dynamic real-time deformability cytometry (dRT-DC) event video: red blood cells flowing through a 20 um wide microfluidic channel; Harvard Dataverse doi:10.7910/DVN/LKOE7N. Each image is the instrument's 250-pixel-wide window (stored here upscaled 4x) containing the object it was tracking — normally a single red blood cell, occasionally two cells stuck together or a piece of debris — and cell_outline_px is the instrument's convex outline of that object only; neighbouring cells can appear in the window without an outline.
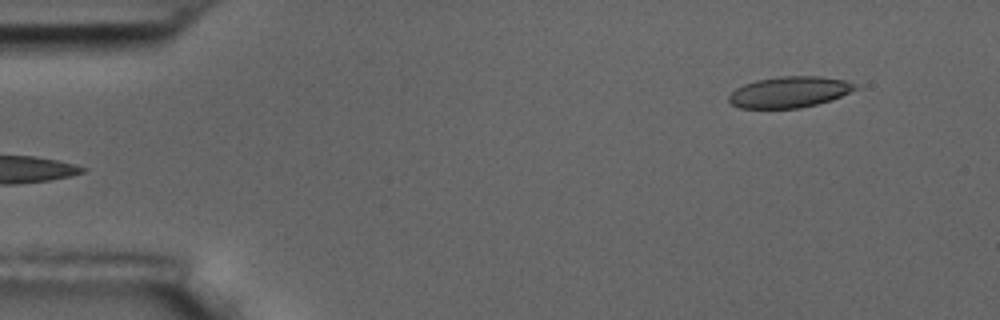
{"species": "common noctule bat (a hibernating species)", "species_latin": "Nyctalus noctula", "temperature_condition": "room temperature", "stored_images_in_passage": 4, "camera_frame_rate_fps": 3000, "um_per_image_px": 0.085, "animal": {"sex": "male", "body_mass_g": 17.5, "forearm_length_mm": 52.3}, "frame": {"image": 1, "passage_image": 1, "time_ms": 0.0, "image_size_px": [1000, 320], "cell_outline_px": [[860, 88], [832, 100], [800, 108], [740, 108], [732, 104], [728, 100], [728, 96], [736, 88], [744, 84], [756, 80], [776, 76], [820, 76], [844, 80], [856, 84]], "centroid_in_image_um": [67.11, 7.82], "position_along_channel_um": 17.9, "area_um2": 23.0}}